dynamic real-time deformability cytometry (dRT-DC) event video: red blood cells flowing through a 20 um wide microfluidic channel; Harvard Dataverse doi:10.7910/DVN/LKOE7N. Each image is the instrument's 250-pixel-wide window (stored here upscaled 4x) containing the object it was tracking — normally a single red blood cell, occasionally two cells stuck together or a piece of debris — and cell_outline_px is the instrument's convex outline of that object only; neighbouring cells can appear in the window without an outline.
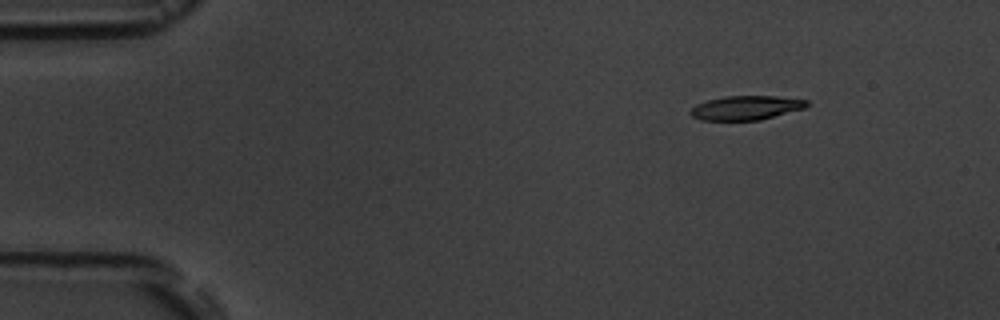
{"species": "common noctule bat (a hibernating species)", "species_latin": "Nyctalus noctula", "temperature_condition": "room temperature", "stored_images_in_passage": 4, "camera_frame_rate_fps": 3000, "um_per_image_px": 0.085, "animal": {"sex": "male", "body_mass_g": 19.5, "forearm_length_mm": 54.6}, "frame": {"image": 1, "passage_image": 1, "time_ms": 0.0, "image_size_px": [1000, 320], "cell_outline_px": [[808, 104], [804, 108], [760, 120], [700, 120], [692, 116], [688, 112], [696, 104], [708, 100], [724, 96], [776, 96], [808, 100]], "centroid_in_image_um": [63.38, 9.16], "position_along_channel_um": 21.6, "area_um2": 16.3}}
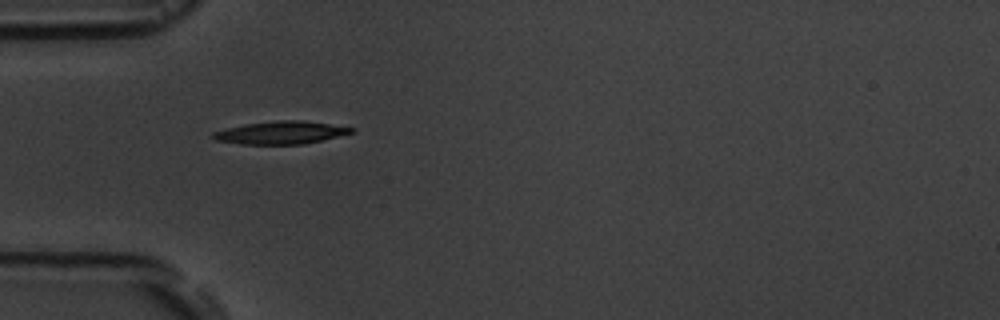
{"frame": {"image": 2, "passage_image": 3, "time_ms": 3.333, "image_size_px": [1000, 320], "cell_outline_px": [[356, 132], [304, 144], [240, 144], [216, 140], [212, 136], [212, 132], [244, 124], [284, 120], [304, 120], [356, 128]], "centroid_in_image_um": [23.91, 11.27], "position_along_channel_um": 61.1, "area_um2": 18.26}}
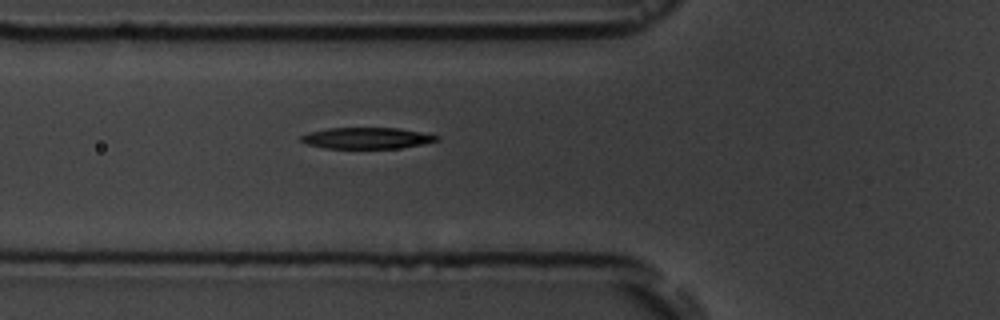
{"frame": {"image": 3, "passage_image": 4, "time_ms": 4.333, "image_size_px": [1000, 320], "cell_outline_px": [[440, 140], [424, 144], [400, 148], [324, 148], [308, 144], [300, 140], [300, 136], [308, 132], [328, 128], [400, 128], [440, 136]], "centroid_in_image_um": [31.2, 11.74], "position_along_channel_um": 94.6, "area_um2": 16.82}}